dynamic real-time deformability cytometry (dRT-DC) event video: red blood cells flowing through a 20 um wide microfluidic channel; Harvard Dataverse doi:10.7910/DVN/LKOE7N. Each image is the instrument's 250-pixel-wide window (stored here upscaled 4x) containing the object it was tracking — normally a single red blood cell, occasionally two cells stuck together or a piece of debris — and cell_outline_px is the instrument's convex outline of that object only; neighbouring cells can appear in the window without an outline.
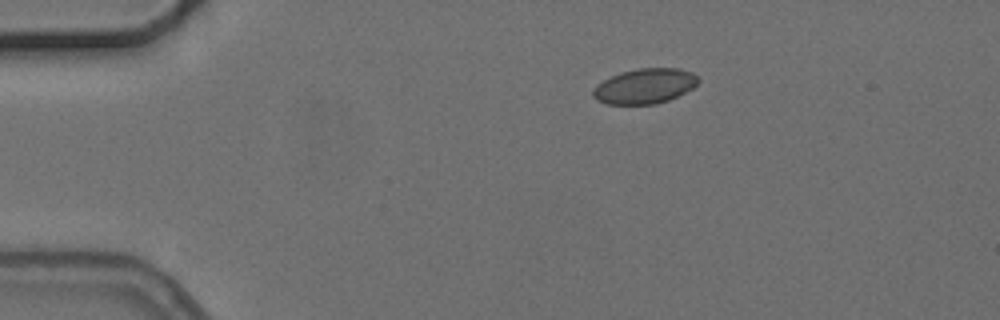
{"species": "common noctule bat (a hibernating species)", "species_latin": "Nyctalus noctula", "temperature_condition": "cold", "stored_images_in_passage": 3, "segment_of_instrument_passage": [1, 2], "camera_frame_rate_fps": 3000, "um_per_image_px": 0.085, "animal": {"sex": "female", "body_mass_g": 24.6, "forearm_length_mm": 56.2}, "frame": {"image": 1, "passage_image": 1, "time_ms": 0.0, "image_size_px": [1000, 320], "cell_outline_px": [[700, 80], [692, 88], [668, 100], [656, 104], [608, 104], [596, 100], [592, 96], [592, 88], [596, 84], [620, 72], [640, 68], [680, 68], [692, 72], [700, 76]], "centroid_in_image_um": [54.79, 7.31], "position_along_channel_um": 30.2, "area_um2": 21.62}}